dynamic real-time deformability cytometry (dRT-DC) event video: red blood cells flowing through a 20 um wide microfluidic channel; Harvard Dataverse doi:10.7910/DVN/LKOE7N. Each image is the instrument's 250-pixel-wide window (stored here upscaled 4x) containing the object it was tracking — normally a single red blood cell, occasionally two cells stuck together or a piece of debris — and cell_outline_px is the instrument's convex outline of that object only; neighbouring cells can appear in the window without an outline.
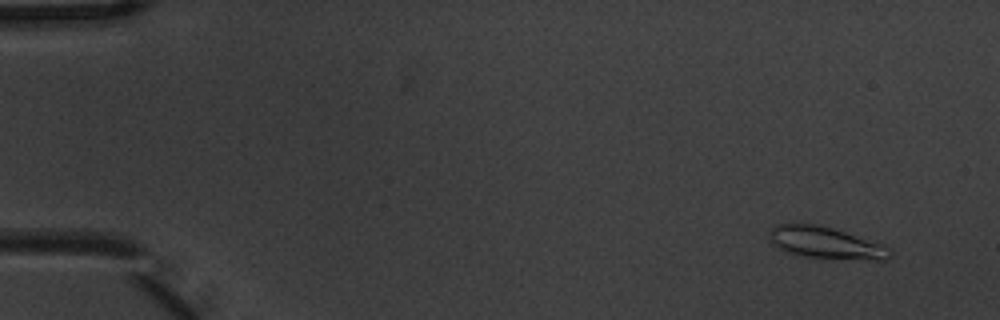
{"species": "common noctule bat (a hibernating species)", "species_latin": "Nyctalus noctula", "temperature_condition": "warm", "stored_images_in_passage": 10, "camera_frame_rate_fps": 3000, "um_per_image_px": 0.085, "animal": {"sex": "male", "body_mass_g": 20.1, "forearm_length_mm": 53.5}, "frame": {"image": 1, "passage_image": 1, "time_ms": 0.0, "image_size_px": [1000, 320], "cell_outline_px": [[892, 256], [884, 260], [876, 260], [804, 256], [788, 252], [776, 248], [772, 244], [768, 236], [768, 228], [776, 224], [816, 224], [832, 228], [884, 244], [892, 248]], "centroid_in_image_um": [70.17, 20.63], "position_along_channel_um": 14.8, "area_um2": 22.43}}
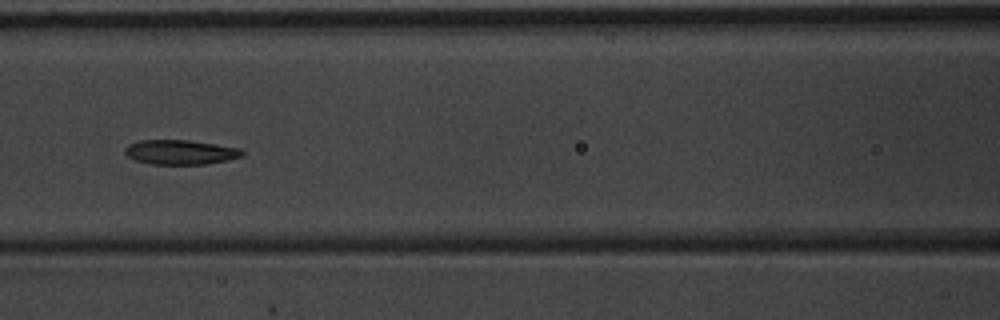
{"frame": {"image": 2, "passage_image": 7, "time_ms": 2.0, "image_size_px": [1000, 320], "cell_outline_px": [[244, 156], [228, 160], [204, 164], [148, 164], [136, 160], [128, 156], [124, 152], [124, 148], [128, 144], [140, 140], [188, 140], [216, 144], [240, 148], [244, 152]], "centroid_in_image_um": [15.33, 12.93], "position_along_channel_um": 151.3, "area_um2": 16.88}}
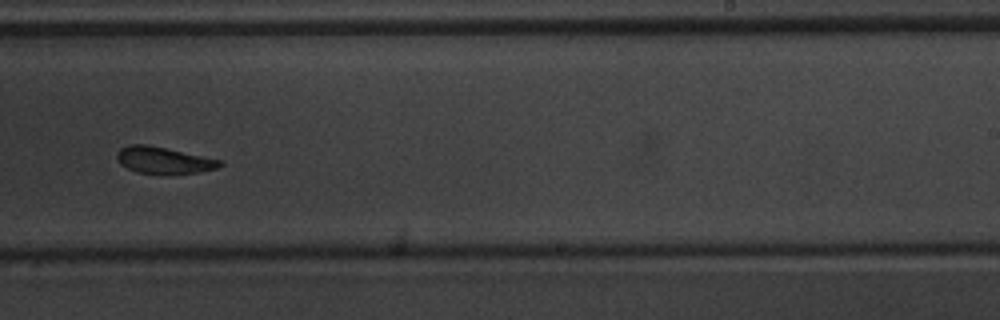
{"frame": {"image": 3, "passage_image": 10, "time_ms": 3.0, "image_size_px": [1000, 320], "cell_outline_px": [[224, 164], [216, 168], [200, 172], [168, 176], [136, 172], [120, 164], [116, 156], [116, 152], [120, 148], [128, 144], [148, 144], [224, 160]], "centroid_in_image_um": [13.93, 13.64], "position_along_channel_um": 275.1, "area_um2": 16.7}}